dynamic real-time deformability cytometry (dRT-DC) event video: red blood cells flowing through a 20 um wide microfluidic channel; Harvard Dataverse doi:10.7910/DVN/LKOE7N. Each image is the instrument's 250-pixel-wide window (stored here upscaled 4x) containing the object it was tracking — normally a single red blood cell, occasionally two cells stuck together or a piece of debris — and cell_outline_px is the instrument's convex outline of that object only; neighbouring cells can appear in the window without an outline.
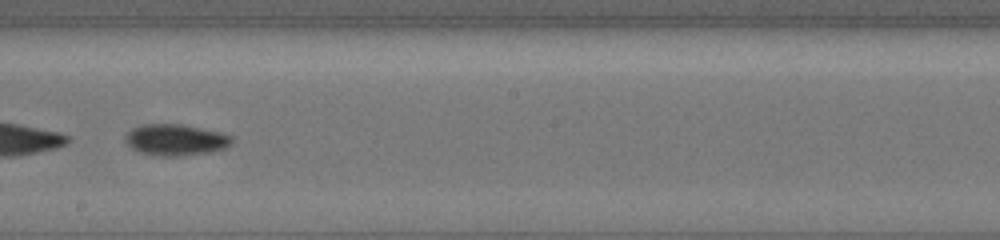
{"species": "common noctule bat (a hibernating species)", "species_latin": "Nyctalus noctula", "temperature_condition": "cold", "stored_images_in_passage": 28, "camera_frame_rate_fps": 3000, "um_per_image_px": 0.085, "animal": {"sex": "female", "body_mass_g": 19.5, "forearm_length_mm": 54.1}, "frame": {"image": 1, "passage_image": 27, "time_ms": 12.0, "image_size_px": [1000, 240], "cell_outline_px": [[232, 144], [224, 148], [212, 152], [180, 156], [160, 156], [140, 152], [132, 148], [124, 140], [124, 136], [132, 128], [144, 124], [180, 124], [220, 132], [232, 136]], "centroid_in_image_um": [14.93, 11.89], "position_along_channel_um": 233.3, "area_um2": 19.42}}